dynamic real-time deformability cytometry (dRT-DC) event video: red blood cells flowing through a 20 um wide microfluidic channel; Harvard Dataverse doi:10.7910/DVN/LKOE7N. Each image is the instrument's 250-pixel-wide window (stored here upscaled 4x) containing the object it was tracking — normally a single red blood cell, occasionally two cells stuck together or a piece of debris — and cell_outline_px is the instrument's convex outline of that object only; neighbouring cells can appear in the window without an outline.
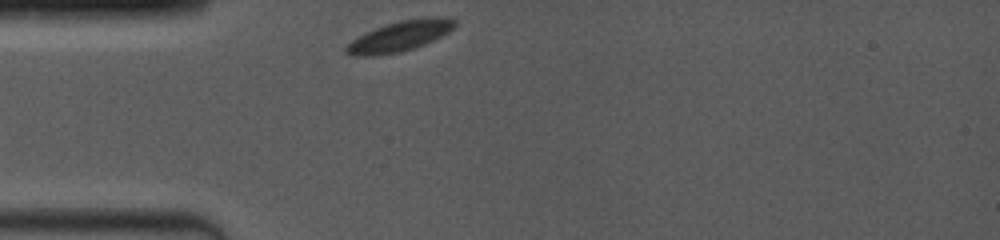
{"species": "common noctule bat (a hibernating species)", "species_latin": "Nyctalus noctula", "temperature_condition": "room temperature", "stored_images_in_passage": 4, "camera_frame_rate_fps": 4000, "um_per_image_px": 0.085, "animal": {"sex": "female", "body_mass_g": 19.0, "forearm_length_mm": 53.3}, "frame": {"image": 1, "passage_image": 1, "time_ms": 0.0, "image_size_px": [1000, 240], "cell_outline_px": [[456, 24], [448, 32], [424, 44], [400, 52], [372, 56], [352, 56], [344, 52], [344, 48], [352, 40], [384, 24], [400, 20], [432, 16], [448, 16], [456, 20]], "centroid_in_image_um": [33.99, 3.06], "position_along_channel_um": 51.0, "area_um2": 19.13}}
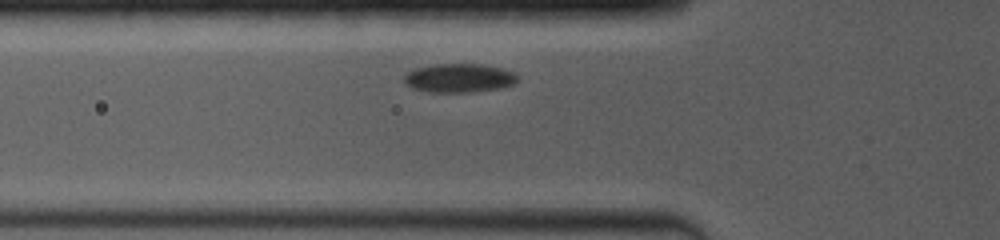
{"frame": {"image": 2, "passage_image": 4, "time_ms": 1.25, "image_size_px": [1000, 240], "cell_outline_px": [[520, 80], [516, 84], [500, 88], [472, 92], [428, 92], [412, 88], [404, 84], [404, 76], [408, 72], [416, 68], [432, 64], [484, 64], [500, 68], [512, 72], [520, 76]], "centroid_in_image_um": [39.05, 6.63], "position_along_channel_um": 86.8, "area_um2": 19.31}}